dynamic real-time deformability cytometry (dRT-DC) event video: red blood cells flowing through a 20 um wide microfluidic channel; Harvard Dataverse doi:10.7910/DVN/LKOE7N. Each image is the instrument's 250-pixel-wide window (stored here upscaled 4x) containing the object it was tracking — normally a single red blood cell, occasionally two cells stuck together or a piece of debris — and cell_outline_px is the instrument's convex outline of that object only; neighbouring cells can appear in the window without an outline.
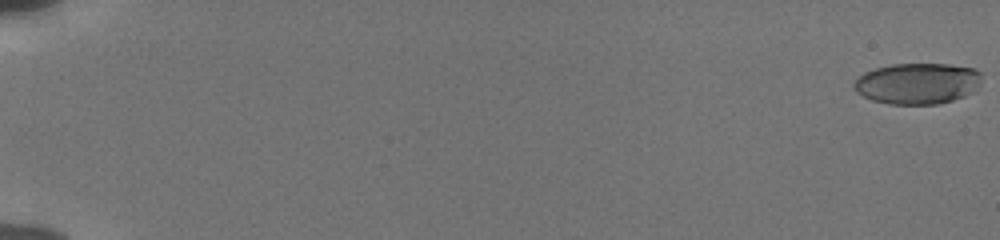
{"species": "human", "species_latin": "Homo sapiens", "temperature_condition": "cold", "stored_images_in_passage": 56, "camera_frame_rate_fps": 3000, "um_per_image_px": 0.085, "donor": {"sex": "male"}, "frame": {"image": 1, "passage_image": 1, "time_ms": 0.0, "image_size_px": [1000, 240], "cell_outline_px": [[980, 80], [972, 92], [964, 96], [952, 100], [936, 104], [888, 104], [872, 100], [856, 92], [852, 88], [852, 84], [864, 72], [876, 68], [892, 64], [948, 64], [972, 68], [980, 72]], "centroid_in_image_um": [77.94, 7.09], "position_along_channel_um": 7.1, "area_um2": 30.4}}
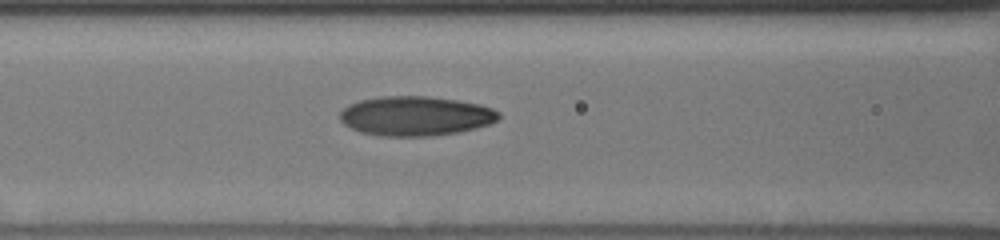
{"frame": {"image": 2, "passage_image": 27, "time_ms": 8.667, "image_size_px": [1000, 240], "cell_outline_px": [[500, 116], [496, 120], [488, 124], [476, 128], [460, 132], [432, 136], [380, 136], [360, 132], [344, 124], [340, 120], [340, 112], [348, 104], [360, 100], [380, 96], [428, 96], [456, 100], [480, 104], [492, 108], [500, 112]], "centroid_in_image_um": [35.31, 9.86], "position_along_channel_um": 131.3, "area_um2": 36.7}}
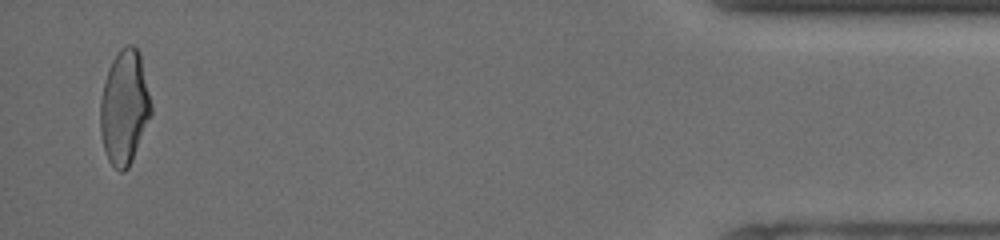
{"frame": {"image": 3, "passage_image": 55, "time_ms": 18.0, "image_size_px": [1000, 240], "cell_outline_px": [[152, 112], [132, 160], [128, 168], [124, 172], [120, 172], [108, 160], [104, 152], [100, 132], [100, 100], [108, 68], [112, 60], [120, 48], [128, 44], [132, 44], [140, 52], [152, 104]], "centroid_in_image_um": [10.57, 9.11], "position_along_channel_um": 424.6, "area_um2": 33.99}, "authors_computed_cell_mechanics": {"area_um2": 33.6107, "velocity_mm_per_s": 3.8601, "shape_relaxation_time_tau1_ms": 5.0469, "shape_relaxation_time_tau2_ms": 1.6411, "deformation_change_tau1": 0.1768, "deformation_change_tau2": 0.0793}}